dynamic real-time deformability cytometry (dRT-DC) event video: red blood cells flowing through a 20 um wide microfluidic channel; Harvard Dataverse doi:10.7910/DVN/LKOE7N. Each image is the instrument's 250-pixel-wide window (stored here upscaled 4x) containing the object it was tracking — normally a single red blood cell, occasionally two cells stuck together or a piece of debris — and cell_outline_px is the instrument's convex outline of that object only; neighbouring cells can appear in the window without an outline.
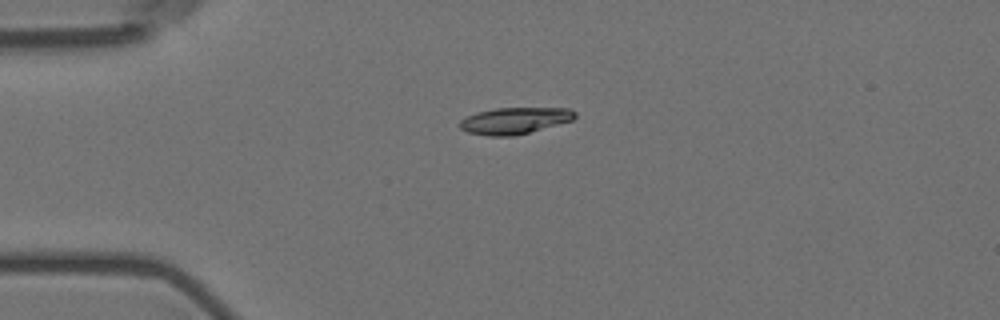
{"species": "Egyptian fruit bat (a non-hibernating species)", "species_latin": "Rousettus aegyptiacus", "temperature_condition": "room temperature", "stored_images_in_passage": 1, "camera_frame_rate_fps": 3000, "um_per_image_px": 0.085, "animal": {"sex": "female"}, "frame": {"image": 1, "passage_image": 1, "time_ms": 0.0, "image_size_px": [1000, 320], "cell_outline_px": [[576, 116], [572, 120], [528, 132], [512, 136], [488, 136], [468, 132], [460, 128], [460, 120], [476, 112], [496, 108], [568, 108], [576, 112]], "centroid_in_image_um": [43.72, 10.25], "position_along_channel_um": 41.3, "area_um2": 17.57}}